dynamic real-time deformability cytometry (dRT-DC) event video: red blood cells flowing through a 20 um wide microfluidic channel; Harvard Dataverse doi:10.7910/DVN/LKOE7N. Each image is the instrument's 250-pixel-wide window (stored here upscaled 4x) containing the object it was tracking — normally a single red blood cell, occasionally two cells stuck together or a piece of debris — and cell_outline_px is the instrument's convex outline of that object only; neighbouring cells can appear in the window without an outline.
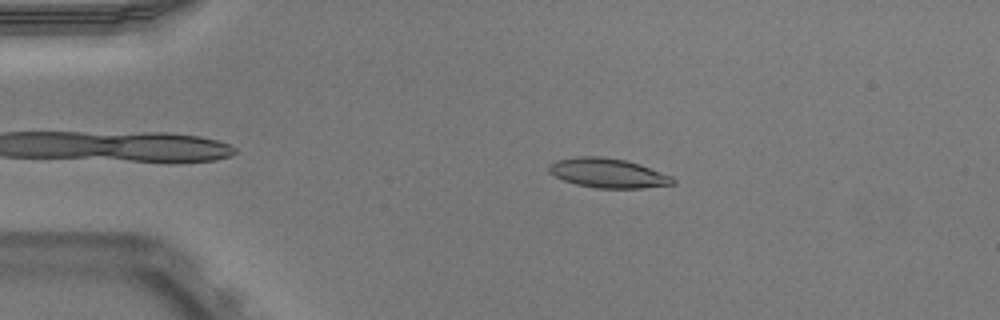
{"species": "Egyptian fruit bat (a non-hibernating species)", "species_latin": "Rousettus aegyptiacus", "temperature_condition": "warm", "stored_images_in_passage": 45, "camera_frame_rate_fps": 3000, "um_per_image_px": 0.085, "animal": {"sex": "male"}, "frame": {"image": 1, "passage_image": 10, "time_ms": 3.0, "image_size_px": [1000, 320], "cell_outline_px": [[676, 184], [640, 188], [596, 188], [576, 184], [564, 180], [548, 172], [548, 164], [556, 160], [580, 156], [600, 156], [628, 160], [640, 164], [672, 176], [676, 180]], "centroid_in_image_um": [51.69, 14.7], "position_along_channel_um": 33.3, "area_um2": 21.39}}
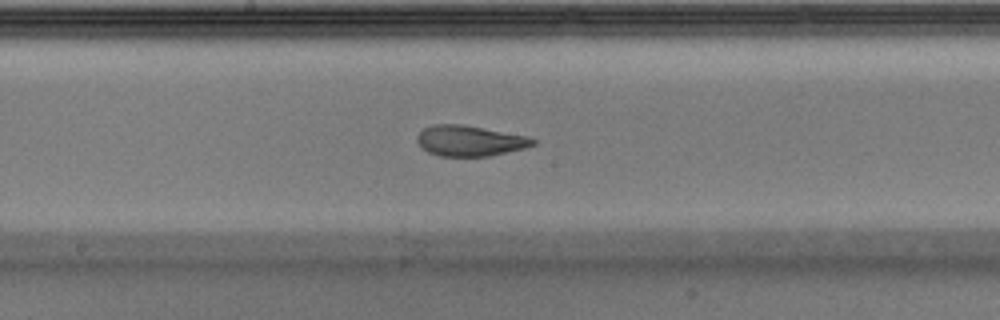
{"frame": {"image": 2, "passage_image": 27, "time_ms": 8.667, "image_size_px": [1000, 320], "cell_outline_px": [[536, 144], [524, 148], [488, 156], [440, 156], [428, 152], [416, 140], [416, 136], [424, 128], [432, 124], [464, 124], [528, 136], [536, 140]], "centroid_in_image_um": [39.93, 11.95], "position_along_channel_um": 208.3, "area_um2": 20.63}}
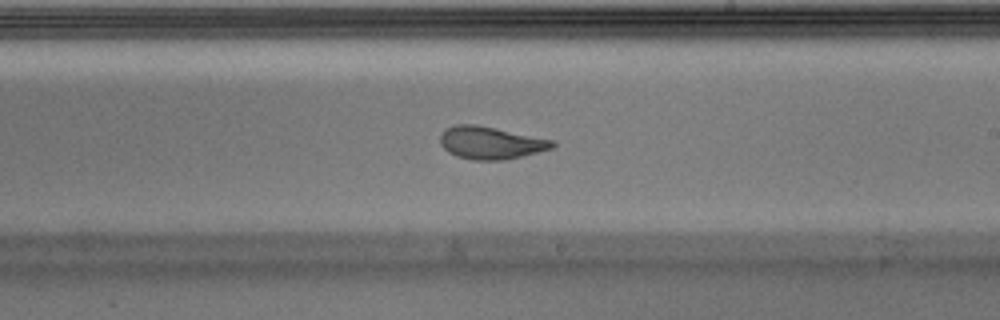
{"frame": {"image": 3, "passage_image": 30, "time_ms": 9.667, "image_size_px": [1000, 320], "cell_outline_px": [[556, 144], [552, 148], [504, 160], [472, 160], [456, 156], [448, 152], [440, 144], [440, 136], [444, 128], [456, 124], [476, 124], [556, 140]], "centroid_in_image_um": [41.68, 12.13], "position_along_channel_um": 247.3, "area_um2": 21.39}, "authors_computed_cell_mechanics": {"area_um2": 21.2126, "velocity_mm_per_s": 3.9144, "shape_relaxation_time_tau1_ms": 5.5456, "shape_relaxation_time_tau2_ms": 1.1471, "deformation_change_tau1": 0.2356, "deformation_change_tau2": 0.0867}}